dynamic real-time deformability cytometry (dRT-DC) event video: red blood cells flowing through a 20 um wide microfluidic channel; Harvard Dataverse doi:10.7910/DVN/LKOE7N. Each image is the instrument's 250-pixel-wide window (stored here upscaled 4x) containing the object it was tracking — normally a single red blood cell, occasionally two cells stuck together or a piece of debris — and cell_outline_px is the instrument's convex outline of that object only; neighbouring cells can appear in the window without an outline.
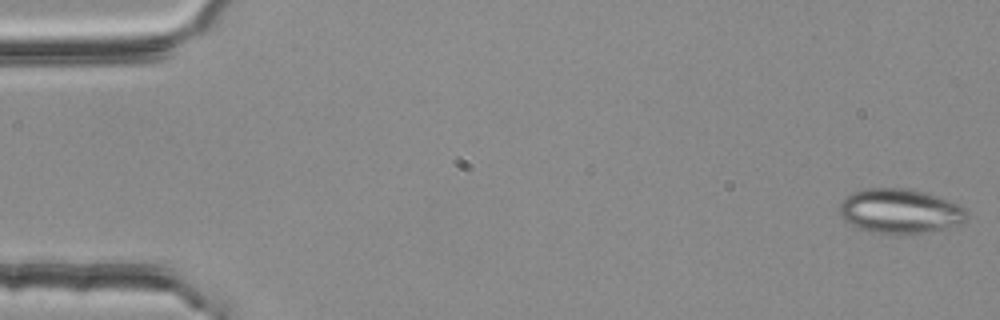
{"species": "common noctule bat (a hibernating species)", "species_latin": "Nyctalus noctula", "temperature_condition": "room temperature", "stored_images_in_passage": 17, "camera_frame_rate_fps": 3000, "um_per_image_px": 0.085, "animal": {"sex": "female", "body_mass_g": 25.1}, "frame": {"image": 1, "passage_image": 1, "time_ms": 0.0, "image_size_px": [1000, 320], "cell_outline_px": [[968, 216], [960, 224], [944, 232], [904, 236], [900, 236], [868, 232], [848, 224], [840, 216], [840, 204], [844, 196], [852, 192], [864, 188], [904, 188], [924, 192], [960, 204], [968, 212]], "centroid_in_image_um": [76.53, 18.01], "position_along_channel_um": 8.5, "area_um2": 34.51}}